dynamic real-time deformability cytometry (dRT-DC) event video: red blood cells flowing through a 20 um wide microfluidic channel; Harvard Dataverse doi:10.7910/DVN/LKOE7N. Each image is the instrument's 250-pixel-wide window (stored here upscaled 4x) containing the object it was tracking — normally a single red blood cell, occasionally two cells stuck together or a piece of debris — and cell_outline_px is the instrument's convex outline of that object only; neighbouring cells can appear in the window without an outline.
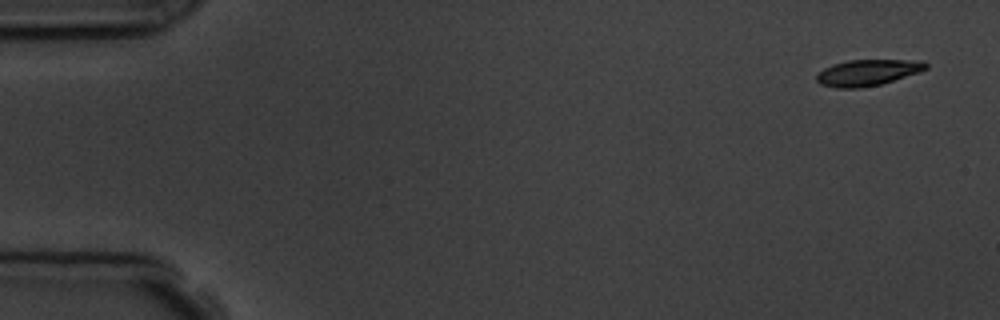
{"species": "common noctule bat (a hibernating species)", "species_latin": "Nyctalus noctula", "temperature_condition": "room temperature", "stored_images_in_passage": 4, "camera_frame_rate_fps": 3000, "um_per_image_px": 0.085, "animal": {"sex": "male", "body_mass_g": 19.5, "forearm_length_mm": 54.6}, "frame": {"image": 1, "passage_image": 1, "time_ms": 0.0, "image_size_px": [1000, 320], "cell_outline_px": [[928, 68], [920, 72], [880, 84], [860, 88], [836, 88], [820, 84], [816, 80], [816, 72], [832, 64], [848, 60], [924, 60], [928, 64]], "centroid_in_image_um": [73.73, 6.16], "position_along_channel_um": 11.3, "area_um2": 16.82}}
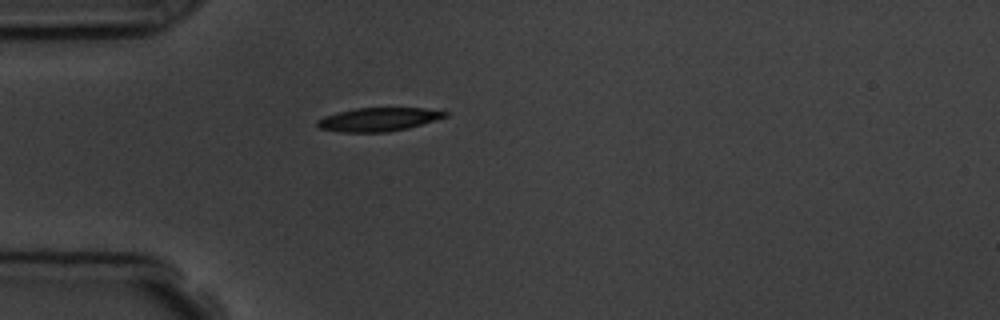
{"frame": {"image": 2, "passage_image": 4, "time_ms": 4.333, "image_size_px": [1000, 320], "cell_outline_px": [[448, 116], [408, 128], [388, 132], [340, 132], [320, 128], [316, 124], [316, 120], [324, 116], [336, 112], [356, 108], [424, 108], [448, 112]], "centroid_in_image_um": [32.14, 10.15], "position_along_channel_um": 52.9, "area_um2": 17.51}}